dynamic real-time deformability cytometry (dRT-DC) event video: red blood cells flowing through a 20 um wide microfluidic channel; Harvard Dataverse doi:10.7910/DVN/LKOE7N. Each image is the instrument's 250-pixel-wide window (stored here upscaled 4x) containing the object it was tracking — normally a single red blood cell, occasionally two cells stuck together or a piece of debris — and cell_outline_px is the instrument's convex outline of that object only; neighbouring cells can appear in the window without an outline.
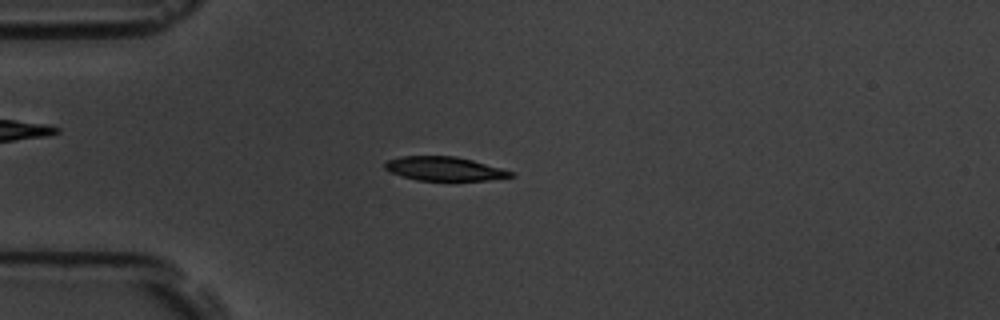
{"species": "common noctule bat (a hibernating species)", "species_latin": "Nyctalus noctula", "temperature_condition": "room temperature", "stored_images_in_passage": 8, "camera_frame_rate_fps": 3000, "um_per_image_px": 0.085, "animal": {"sex": "male", "body_mass_g": 19.5, "forearm_length_mm": 54.6}, "frame": {"image": 1, "passage_image": 3, "time_ms": 0.667, "image_size_px": [1000, 320], "cell_outline_px": [[516, 176], [488, 180], [416, 180], [392, 172], [384, 168], [384, 164], [388, 160], [400, 156], [456, 156], [472, 160], [500, 168], [512, 172]], "centroid_in_image_um": [37.77, 14.33], "position_along_channel_um": 47.2, "area_um2": 17.28}}
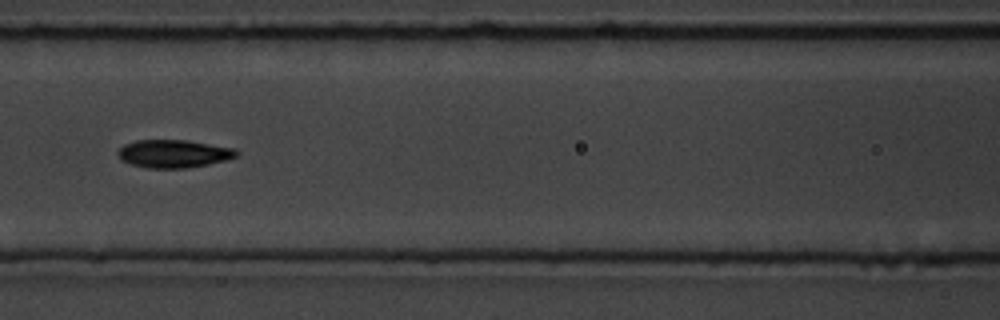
{"frame": {"image": 2, "passage_image": 6, "time_ms": 1.667, "image_size_px": [1000, 320], "cell_outline_px": [[240, 152], [236, 156], [224, 160], [208, 164], [184, 168], [148, 168], [132, 164], [120, 160], [116, 152], [124, 144], [136, 140], [188, 140], [236, 148]], "centroid_in_image_um": [14.75, 13.05], "position_along_channel_um": 151.8, "area_um2": 19.36}}
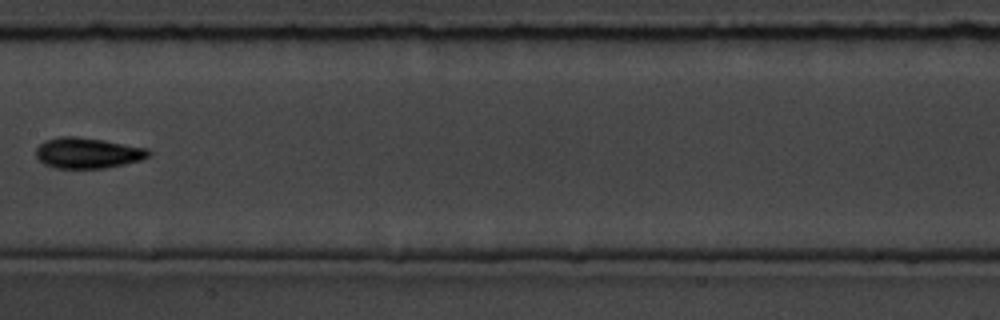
{"frame": {"image": 3, "passage_image": 7, "time_ms": 2.0, "image_size_px": [1000, 320], "cell_outline_px": [[152, 152], [148, 156], [140, 160], [124, 164], [104, 168], [56, 168], [44, 164], [36, 156], [36, 148], [44, 140], [60, 136], [76, 136], [104, 140], [144, 148]], "centroid_in_image_um": [7.4, 13.0], "position_along_channel_um": 200.0, "area_um2": 20.0}}